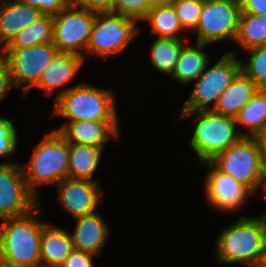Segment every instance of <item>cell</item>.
I'll return each instance as SVG.
<instances>
[{"instance_id":"cell-24","label":"cell","mask_w":266,"mask_h":267,"mask_svg":"<svg viewBox=\"0 0 266 267\" xmlns=\"http://www.w3.org/2000/svg\"><path fill=\"white\" fill-rule=\"evenodd\" d=\"M234 42L245 51L266 45V14L240 13Z\"/></svg>"},{"instance_id":"cell-28","label":"cell","mask_w":266,"mask_h":267,"mask_svg":"<svg viewBox=\"0 0 266 267\" xmlns=\"http://www.w3.org/2000/svg\"><path fill=\"white\" fill-rule=\"evenodd\" d=\"M247 52L248 61L241 60V71L259 89H266V45L250 48Z\"/></svg>"},{"instance_id":"cell-30","label":"cell","mask_w":266,"mask_h":267,"mask_svg":"<svg viewBox=\"0 0 266 267\" xmlns=\"http://www.w3.org/2000/svg\"><path fill=\"white\" fill-rule=\"evenodd\" d=\"M149 10L147 0H113L112 3L113 13L121 14L137 23L145 19Z\"/></svg>"},{"instance_id":"cell-21","label":"cell","mask_w":266,"mask_h":267,"mask_svg":"<svg viewBox=\"0 0 266 267\" xmlns=\"http://www.w3.org/2000/svg\"><path fill=\"white\" fill-rule=\"evenodd\" d=\"M102 152L101 147L69 143L68 178L99 182L92 177L98 170Z\"/></svg>"},{"instance_id":"cell-23","label":"cell","mask_w":266,"mask_h":267,"mask_svg":"<svg viewBox=\"0 0 266 267\" xmlns=\"http://www.w3.org/2000/svg\"><path fill=\"white\" fill-rule=\"evenodd\" d=\"M238 126L245 127L243 136L258 137L266 127V89H258L235 117Z\"/></svg>"},{"instance_id":"cell-22","label":"cell","mask_w":266,"mask_h":267,"mask_svg":"<svg viewBox=\"0 0 266 267\" xmlns=\"http://www.w3.org/2000/svg\"><path fill=\"white\" fill-rule=\"evenodd\" d=\"M207 46V44L202 43H194V46L186 43L182 48L176 68L171 74L172 79L185 85L191 81H196L207 64L210 63L209 55L204 52Z\"/></svg>"},{"instance_id":"cell-13","label":"cell","mask_w":266,"mask_h":267,"mask_svg":"<svg viewBox=\"0 0 266 267\" xmlns=\"http://www.w3.org/2000/svg\"><path fill=\"white\" fill-rule=\"evenodd\" d=\"M209 169L205 177L206 201L217 211L231 213L240 210L253 193L232 176L219 171L210 161L201 162Z\"/></svg>"},{"instance_id":"cell-32","label":"cell","mask_w":266,"mask_h":267,"mask_svg":"<svg viewBox=\"0 0 266 267\" xmlns=\"http://www.w3.org/2000/svg\"><path fill=\"white\" fill-rule=\"evenodd\" d=\"M21 3L36 7L43 15L56 16L69 4V0H19Z\"/></svg>"},{"instance_id":"cell-16","label":"cell","mask_w":266,"mask_h":267,"mask_svg":"<svg viewBox=\"0 0 266 267\" xmlns=\"http://www.w3.org/2000/svg\"><path fill=\"white\" fill-rule=\"evenodd\" d=\"M76 226L70 233L73 249L100 257L110 234L109 226L98 211L75 219Z\"/></svg>"},{"instance_id":"cell-35","label":"cell","mask_w":266,"mask_h":267,"mask_svg":"<svg viewBox=\"0 0 266 267\" xmlns=\"http://www.w3.org/2000/svg\"><path fill=\"white\" fill-rule=\"evenodd\" d=\"M12 88H14V85L11 73L6 61L0 55V102L10 93Z\"/></svg>"},{"instance_id":"cell-20","label":"cell","mask_w":266,"mask_h":267,"mask_svg":"<svg viewBox=\"0 0 266 267\" xmlns=\"http://www.w3.org/2000/svg\"><path fill=\"white\" fill-rule=\"evenodd\" d=\"M258 89L254 82L240 71L220 95L216 106L212 110L218 114L235 118L239 110Z\"/></svg>"},{"instance_id":"cell-19","label":"cell","mask_w":266,"mask_h":267,"mask_svg":"<svg viewBox=\"0 0 266 267\" xmlns=\"http://www.w3.org/2000/svg\"><path fill=\"white\" fill-rule=\"evenodd\" d=\"M73 250L69 231L46 223L41 236V267H60Z\"/></svg>"},{"instance_id":"cell-31","label":"cell","mask_w":266,"mask_h":267,"mask_svg":"<svg viewBox=\"0 0 266 267\" xmlns=\"http://www.w3.org/2000/svg\"><path fill=\"white\" fill-rule=\"evenodd\" d=\"M15 117L11 120L0 117V159L12 156V154L17 150L18 146V133L13 121Z\"/></svg>"},{"instance_id":"cell-33","label":"cell","mask_w":266,"mask_h":267,"mask_svg":"<svg viewBox=\"0 0 266 267\" xmlns=\"http://www.w3.org/2000/svg\"><path fill=\"white\" fill-rule=\"evenodd\" d=\"M94 258L90 253L73 249L60 267H95Z\"/></svg>"},{"instance_id":"cell-34","label":"cell","mask_w":266,"mask_h":267,"mask_svg":"<svg viewBox=\"0 0 266 267\" xmlns=\"http://www.w3.org/2000/svg\"><path fill=\"white\" fill-rule=\"evenodd\" d=\"M70 4L93 12H112L113 0H69Z\"/></svg>"},{"instance_id":"cell-26","label":"cell","mask_w":266,"mask_h":267,"mask_svg":"<svg viewBox=\"0 0 266 267\" xmlns=\"http://www.w3.org/2000/svg\"><path fill=\"white\" fill-rule=\"evenodd\" d=\"M186 42L182 39L157 38L150 47L152 66L161 73L171 76Z\"/></svg>"},{"instance_id":"cell-5","label":"cell","mask_w":266,"mask_h":267,"mask_svg":"<svg viewBox=\"0 0 266 267\" xmlns=\"http://www.w3.org/2000/svg\"><path fill=\"white\" fill-rule=\"evenodd\" d=\"M210 162L222 173L232 176L253 194L266 185V164L258 137L242 136ZM263 187V188H262Z\"/></svg>"},{"instance_id":"cell-8","label":"cell","mask_w":266,"mask_h":267,"mask_svg":"<svg viewBox=\"0 0 266 267\" xmlns=\"http://www.w3.org/2000/svg\"><path fill=\"white\" fill-rule=\"evenodd\" d=\"M140 32L137 22L113 12H97L86 54L102 58L121 54Z\"/></svg>"},{"instance_id":"cell-12","label":"cell","mask_w":266,"mask_h":267,"mask_svg":"<svg viewBox=\"0 0 266 267\" xmlns=\"http://www.w3.org/2000/svg\"><path fill=\"white\" fill-rule=\"evenodd\" d=\"M38 201L27 186L20 163H0V221L30 213Z\"/></svg>"},{"instance_id":"cell-41","label":"cell","mask_w":266,"mask_h":267,"mask_svg":"<svg viewBox=\"0 0 266 267\" xmlns=\"http://www.w3.org/2000/svg\"><path fill=\"white\" fill-rule=\"evenodd\" d=\"M263 193L265 194L264 196H265V198H266V185H265V188H264V191H263ZM263 216L265 217V219H266V212H264L263 213Z\"/></svg>"},{"instance_id":"cell-1","label":"cell","mask_w":266,"mask_h":267,"mask_svg":"<svg viewBox=\"0 0 266 267\" xmlns=\"http://www.w3.org/2000/svg\"><path fill=\"white\" fill-rule=\"evenodd\" d=\"M41 203L30 213L1 220L2 264L8 267H41L43 226ZM40 217V218H39Z\"/></svg>"},{"instance_id":"cell-40","label":"cell","mask_w":266,"mask_h":267,"mask_svg":"<svg viewBox=\"0 0 266 267\" xmlns=\"http://www.w3.org/2000/svg\"><path fill=\"white\" fill-rule=\"evenodd\" d=\"M2 264V239H1V231H0V265Z\"/></svg>"},{"instance_id":"cell-29","label":"cell","mask_w":266,"mask_h":267,"mask_svg":"<svg viewBox=\"0 0 266 267\" xmlns=\"http://www.w3.org/2000/svg\"><path fill=\"white\" fill-rule=\"evenodd\" d=\"M203 0H174L172 5L184 30L194 31L201 13Z\"/></svg>"},{"instance_id":"cell-14","label":"cell","mask_w":266,"mask_h":267,"mask_svg":"<svg viewBox=\"0 0 266 267\" xmlns=\"http://www.w3.org/2000/svg\"><path fill=\"white\" fill-rule=\"evenodd\" d=\"M57 201L72 218L97 212L103 195L99 182L65 178L57 185Z\"/></svg>"},{"instance_id":"cell-27","label":"cell","mask_w":266,"mask_h":267,"mask_svg":"<svg viewBox=\"0 0 266 267\" xmlns=\"http://www.w3.org/2000/svg\"><path fill=\"white\" fill-rule=\"evenodd\" d=\"M143 21L150 24L157 38L181 39L177 35L183 28L172 4L151 8Z\"/></svg>"},{"instance_id":"cell-15","label":"cell","mask_w":266,"mask_h":267,"mask_svg":"<svg viewBox=\"0 0 266 267\" xmlns=\"http://www.w3.org/2000/svg\"><path fill=\"white\" fill-rule=\"evenodd\" d=\"M119 121H69L57 130L68 143L105 148L110 139H118Z\"/></svg>"},{"instance_id":"cell-17","label":"cell","mask_w":266,"mask_h":267,"mask_svg":"<svg viewBox=\"0 0 266 267\" xmlns=\"http://www.w3.org/2000/svg\"><path fill=\"white\" fill-rule=\"evenodd\" d=\"M43 14L36 7L19 0H0V50L23 28L31 25Z\"/></svg>"},{"instance_id":"cell-37","label":"cell","mask_w":266,"mask_h":267,"mask_svg":"<svg viewBox=\"0 0 266 267\" xmlns=\"http://www.w3.org/2000/svg\"><path fill=\"white\" fill-rule=\"evenodd\" d=\"M174 0H147L148 7L154 8V7H160V6H167L171 5Z\"/></svg>"},{"instance_id":"cell-25","label":"cell","mask_w":266,"mask_h":267,"mask_svg":"<svg viewBox=\"0 0 266 267\" xmlns=\"http://www.w3.org/2000/svg\"><path fill=\"white\" fill-rule=\"evenodd\" d=\"M53 17L43 15L19 31L3 49L27 48L37 44L52 43Z\"/></svg>"},{"instance_id":"cell-39","label":"cell","mask_w":266,"mask_h":267,"mask_svg":"<svg viewBox=\"0 0 266 267\" xmlns=\"http://www.w3.org/2000/svg\"><path fill=\"white\" fill-rule=\"evenodd\" d=\"M257 267H266V242L264 244L262 256H261L260 262L257 265Z\"/></svg>"},{"instance_id":"cell-3","label":"cell","mask_w":266,"mask_h":267,"mask_svg":"<svg viewBox=\"0 0 266 267\" xmlns=\"http://www.w3.org/2000/svg\"><path fill=\"white\" fill-rule=\"evenodd\" d=\"M266 242V219L240 216L216 240L215 258L219 264H246L257 267Z\"/></svg>"},{"instance_id":"cell-42","label":"cell","mask_w":266,"mask_h":267,"mask_svg":"<svg viewBox=\"0 0 266 267\" xmlns=\"http://www.w3.org/2000/svg\"><path fill=\"white\" fill-rule=\"evenodd\" d=\"M0 267H8V266L1 264Z\"/></svg>"},{"instance_id":"cell-4","label":"cell","mask_w":266,"mask_h":267,"mask_svg":"<svg viewBox=\"0 0 266 267\" xmlns=\"http://www.w3.org/2000/svg\"><path fill=\"white\" fill-rule=\"evenodd\" d=\"M21 168L29 190L39 199L41 186L57 185L68 178L69 143L52 130L34 147L28 164H21Z\"/></svg>"},{"instance_id":"cell-10","label":"cell","mask_w":266,"mask_h":267,"mask_svg":"<svg viewBox=\"0 0 266 267\" xmlns=\"http://www.w3.org/2000/svg\"><path fill=\"white\" fill-rule=\"evenodd\" d=\"M58 52L53 43H46L27 48L2 49L0 55L8 65L14 87L23 86L25 97Z\"/></svg>"},{"instance_id":"cell-11","label":"cell","mask_w":266,"mask_h":267,"mask_svg":"<svg viewBox=\"0 0 266 267\" xmlns=\"http://www.w3.org/2000/svg\"><path fill=\"white\" fill-rule=\"evenodd\" d=\"M240 12L239 0H203L194 30L196 43L209 45L226 39L234 41Z\"/></svg>"},{"instance_id":"cell-7","label":"cell","mask_w":266,"mask_h":267,"mask_svg":"<svg viewBox=\"0 0 266 267\" xmlns=\"http://www.w3.org/2000/svg\"><path fill=\"white\" fill-rule=\"evenodd\" d=\"M235 54L233 51H229L224 53L221 59L211 67L208 66L209 63L207 64L205 70L196 79L195 86L179 112L214 109L220 95L241 71V60ZM211 103L213 106L209 108L208 105Z\"/></svg>"},{"instance_id":"cell-9","label":"cell","mask_w":266,"mask_h":267,"mask_svg":"<svg viewBox=\"0 0 266 267\" xmlns=\"http://www.w3.org/2000/svg\"><path fill=\"white\" fill-rule=\"evenodd\" d=\"M96 12L69 4L53 16L52 43L59 52L72 53L86 60Z\"/></svg>"},{"instance_id":"cell-2","label":"cell","mask_w":266,"mask_h":267,"mask_svg":"<svg viewBox=\"0 0 266 267\" xmlns=\"http://www.w3.org/2000/svg\"><path fill=\"white\" fill-rule=\"evenodd\" d=\"M51 116L69 121H119L112 89L85 82L58 91Z\"/></svg>"},{"instance_id":"cell-18","label":"cell","mask_w":266,"mask_h":267,"mask_svg":"<svg viewBox=\"0 0 266 267\" xmlns=\"http://www.w3.org/2000/svg\"><path fill=\"white\" fill-rule=\"evenodd\" d=\"M84 62L81 56L58 52L34 87L44 90V96L51 97L54 91L68 85L77 76Z\"/></svg>"},{"instance_id":"cell-36","label":"cell","mask_w":266,"mask_h":267,"mask_svg":"<svg viewBox=\"0 0 266 267\" xmlns=\"http://www.w3.org/2000/svg\"><path fill=\"white\" fill-rule=\"evenodd\" d=\"M240 13L266 14V0H239Z\"/></svg>"},{"instance_id":"cell-6","label":"cell","mask_w":266,"mask_h":267,"mask_svg":"<svg viewBox=\"0 0 266 267\" xmlns=\"http://www.w3.org/2000/svg\"><path fill=\"white\" fill-rule=\"evenodd\" d=\"M197 116L189 147L196 153L199 163L210 161L217 153L236 143L243 131L237 128L235 118L224 116L213 110L179 112V120L192 114Z\"/></svg>"},{"instance_id":"cell-38","label":"cell","mask_w":266,"mask_h":267,"mask_svg":"<svg viewBox=\"0 0 266 267\" xmlns=\"http://www.w3.org/2000/svg\"><path fill=\"white\" fill-rule=\"evenodd\" d=\"M258 138H259L260 143H261L263 157H264V161L266 164V127L263 130V132L258 136Z\"/></svg>"}]
</instances>
